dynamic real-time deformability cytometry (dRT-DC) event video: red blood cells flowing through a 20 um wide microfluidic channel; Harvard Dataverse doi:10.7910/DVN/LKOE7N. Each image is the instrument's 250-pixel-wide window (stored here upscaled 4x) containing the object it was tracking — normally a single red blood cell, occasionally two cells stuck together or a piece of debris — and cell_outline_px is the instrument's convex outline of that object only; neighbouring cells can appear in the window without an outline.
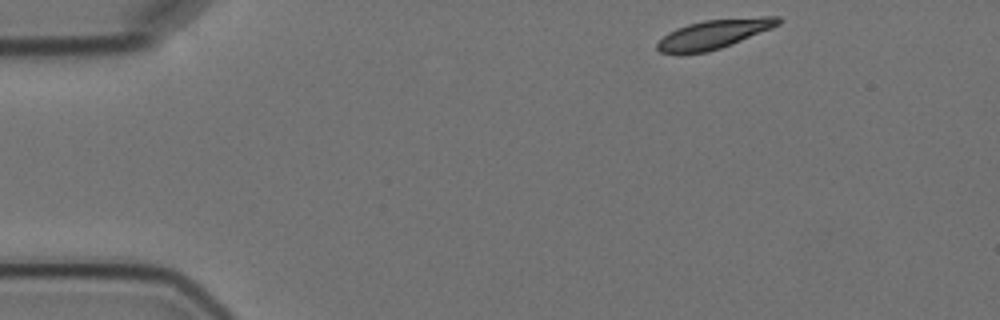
{"species": "Egyptian fruit bat (a non-hibernating species)", "species_latin": "Rousettus aegyptiacus", "temperature_condition": "cold", "stored_images_in_passage": 5, "camera_frame_rate_fps": 3000, "um_per_image_px": 0.085, "animal": {"sex": "female"}, "frame": {"image": 1, "passage_image": 1, "time_ms": 0.0, "image_size_px": [1000, 320], "cell_outline_px": [[780, 24], [772, 28], [732, 44], [708, 52], [680, 56], [660, 52], [656, 48], [656, 44], [668, 32], [676, 28], [688, 24], [704, 20], [760, 16], [780, 16]], "centroid_in_image_um": [60.64, 2.92], "position_along_channel_um": 24.4, "area_um2": 20.98}}
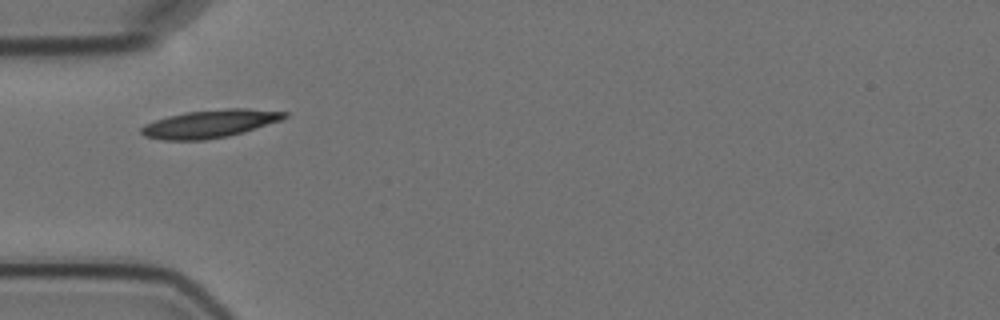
{"frame": {"image": 2, "passage_image": 4, "time_ms": 3.333, "image_size_px": [1000, 320], "cell_outline_px": [[288, 116], [280, 120], [244, 132], [228, 136], [204, 140], [160, 140], [144, 136], [140, 132], [140, 128], [144, 124], [168, 116], [184, 112], [228, 108], [244, 108], [288, 112]], "centroid_in_image_um": [17.81, 10.52], "position_along_channel_um": 67.2, "area_um2": 23.29}}
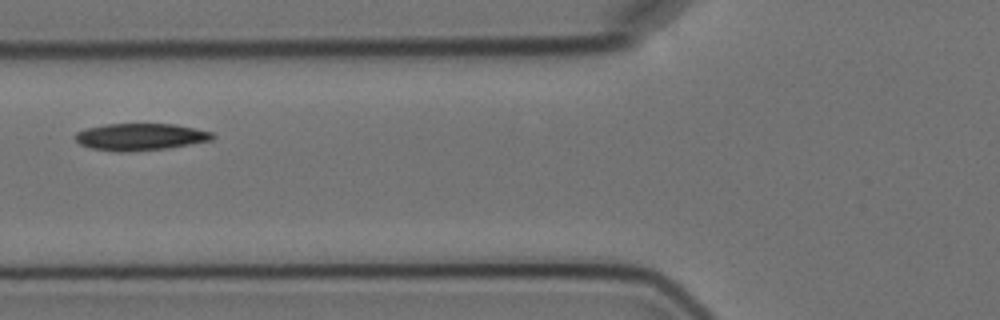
{"frame": {"image": 3, "passage_image": 5, "time_ms": 4.667, "image_size_px": [1000, 320], "cell_outline_px": [[216, 136], [212, 140], [168, 148], [128, 152], [116, 152], [92, 148], [80, 144], [72, 136], [76, 132], [84, 128], [104, 124], [176, 124], [212, 132]], "centroid_in_image_um": [11.9, 11.63], "position_along_channel_um": 113.9, "area_um2": 21.79}}